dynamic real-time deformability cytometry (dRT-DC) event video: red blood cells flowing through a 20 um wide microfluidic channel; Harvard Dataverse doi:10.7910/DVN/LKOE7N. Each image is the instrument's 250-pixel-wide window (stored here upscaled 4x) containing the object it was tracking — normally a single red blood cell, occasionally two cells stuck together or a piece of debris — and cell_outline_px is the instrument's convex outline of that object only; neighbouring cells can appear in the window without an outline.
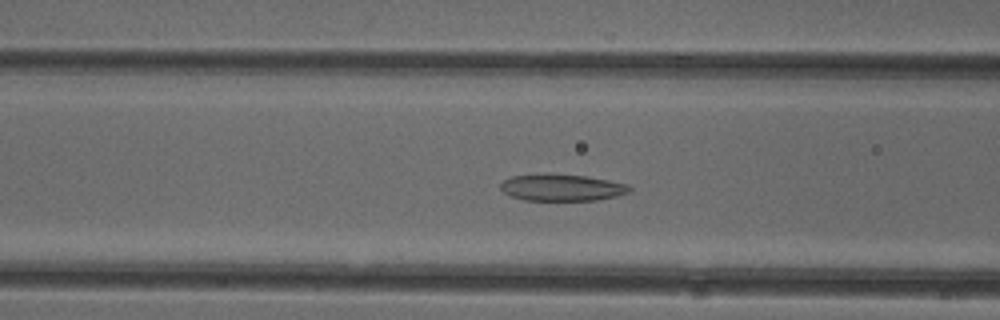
{"species": "common noctule bat (a hibernating species)", "species_latin": "Nyctalus noctula", "temperature_condition": "cold", "stored_images_in_passage": 51, "segment_of_instrument_passage": [1, 2], "camera_frame_rate_fps": 3000, "um_per_image_px": 0.085, "animal": {"sex": "female"}, "frame": {"image": 1, "passage_image": 19, "time_ms": 6.0, "image_size_px": [1000, 320], "cell_outline_px": [[632, 192], [616, 196], [596, 200], [524, 200], [508, 196], [500, 188], [500, 184], [504, 180], [512, 176], [584, 176], [608, 180], [628, 184], [632, 188]], "centroid_in_image_um": [47.8, 15.98], "position_along_channel_um": 118.8, "area_um2": 19.42}}
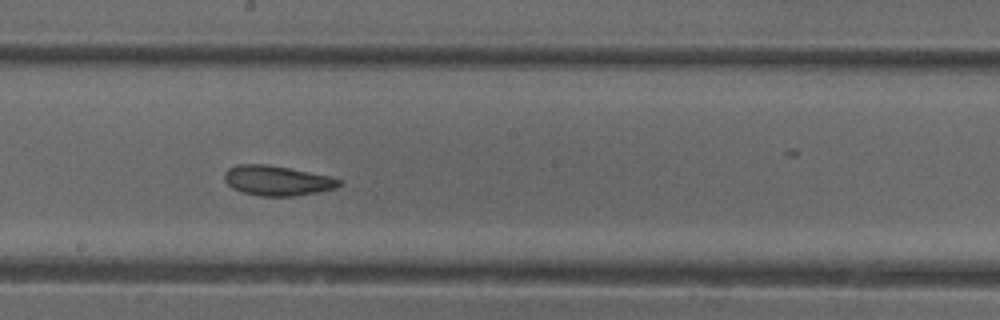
{"frame": {"image": 2, "passage_image": 27, "time_ms": 8.667, "image_size_px": [1000, 320], "cell_outline_px": [[344, 184], [336, 188], [296, 196], [260, 196], [244, 192], [232, 188], [224, 180], [224, 172], [228, 168], [236, 164], [268, 164], [332, 176], [344, 180]], "centroid_in_image_um": [23.6, 15.34], "position_along_channel_um": 224.6, "area_um2": 20.29}}
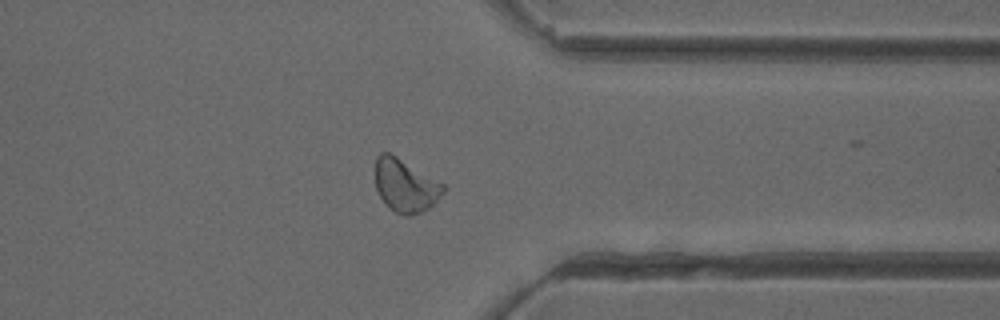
{"frame": {"image": 3, "passage_image": 39, "time_ms": 12.667, "image_size_px": [1000, 320], "cell_outline_px": [[448, 188], [428, 208], [420, 212], [408, 216], [404, 216], [388, 208], [384, 204], [376, 188], [376, 156], [380, 152], [388, 152], [396, 156], [444, 184]], "centroid_in_image_um": [34.44, 15.78], "position_along_channel_um": 377.0, "area_um2": 20.87}}